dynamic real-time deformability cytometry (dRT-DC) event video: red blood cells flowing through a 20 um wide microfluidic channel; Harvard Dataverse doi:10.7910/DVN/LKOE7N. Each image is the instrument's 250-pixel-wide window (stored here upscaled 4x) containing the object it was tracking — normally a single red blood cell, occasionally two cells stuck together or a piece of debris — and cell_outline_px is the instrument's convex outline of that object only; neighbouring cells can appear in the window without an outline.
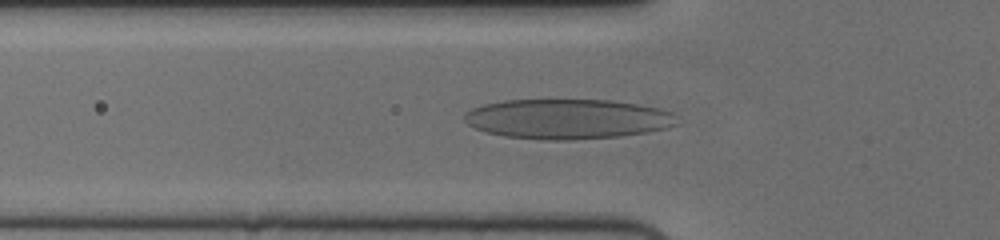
{"species": "human", "species_latin": "Homo sapiens", "temperature_condition": "cold", "stored_images_in_passage": 37, "camera_frame_rate_fps": 3000, "um_per_image_px": 0.085, "donor": {"sex": "female"}, "frame": {"image": 1, "passage_image": 2, "time_ms": 0.333, "image_size_px": [1000, 240], "cell_outline_px": [[680, 124], [668, 128], [648, 132], [620, 136], [568, 140], [540, 140], [504, 136], [488, 132], [476, 128], [468, 124], [464, 120], [464, 116], [472, 108], [484, 104], [504, 100], [612, 100], [660, 108], [672, 112]], "centroid_in_image_um": [48.28, 10.11], "position_along_channel_um": 77.5, "area_um2": 49.59}}
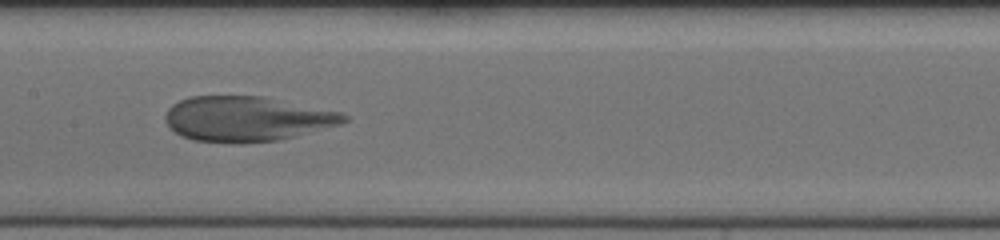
{"frame": {"image": 2, "passage_image": 11, "time_ms": 3.333, "image_size_px": [1000, 240], "cell_outline_px": [[348, 120], [340, 124], [296, 136], [280, 140], [244, 144], [232, 144], [192, 140], [180, 136], [164, 120], [164, 116], [168, 108], [172, 104], [188, 96], [264, 96], [344, 112], [348, 116]], "centroid_in_image_um": [20.98, 10.11], "position_along_channel_um": 186.4, "area_um2": 47.57}}
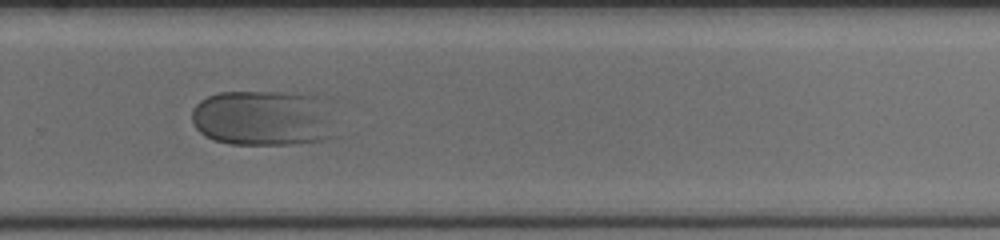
{"frame": {"image": 3, "passage_image": 21, "time_ms": 6.667, "image_size_px": [1000, 240], "cell_outline_px": [[332, 136], [324, 140], [296, 144], [228, 144], [212, 140], [204, 136], [196, 128], [192, 120], [192, 108], [200, 100], [208, 96], [220, 92], [308, 92], [316, 96]], "centroid_in_image_um": [22.19, 10.04], "position_along_channel_um": 307.6, "area_um2": 45.89}}